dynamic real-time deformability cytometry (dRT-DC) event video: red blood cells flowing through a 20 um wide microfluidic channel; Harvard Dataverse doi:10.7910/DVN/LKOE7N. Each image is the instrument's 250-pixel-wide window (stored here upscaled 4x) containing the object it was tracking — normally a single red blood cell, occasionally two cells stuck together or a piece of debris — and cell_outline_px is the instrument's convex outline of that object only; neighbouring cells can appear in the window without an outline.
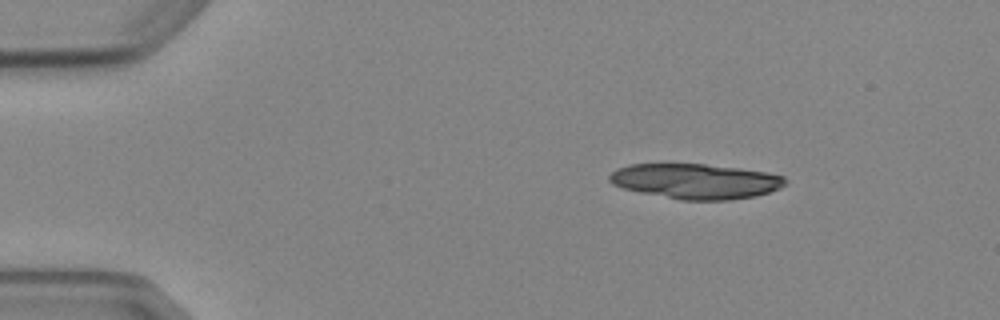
{"species": "Egyptian fruit bat (a non-hibernating species)", "species_latin": "Rousettus aegyptiacus", "temperature_condition": "cold", "stored_images_in_passage": 4, "camera_frame_rate_fps": 3000, "um_per_image_px": 0.085, "animal": {"sex": "female"}, "frame": {"image": 1, "passage_image": 1, "time_ms": 0.0, "image_size_px": [1000, 320], "cell_outline_px": [[788, 184], [780, 188], [756, 196], [728, 200], [680, 200], [640, 192], [624, 188], [612, 184], [608, 180], [608, 176], [616, 168], [628, 164], [704, 164], [740, 168], [764, 172], [784, 176], [788, 180]], "centroid_in_image_um": [59.13, 15.4], "position_along_channel_um": 25.9, "area_um2": 36.13}}
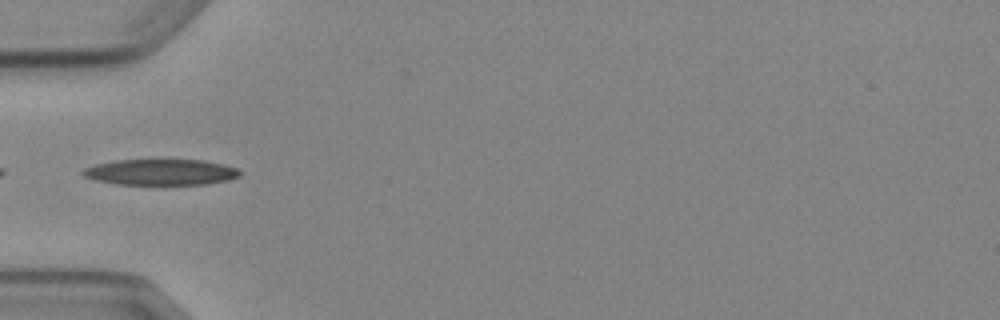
{"frame": {"image": 2, "passage_image": 4, "time_ms": 3.333, "image_size_px": [1000, 320], "cell_outline_px": [[240, 176], [228, 180], [208, 184], [116, 184], [96, 180], [84, 176], [80, 172], [84, 168], [96, 164], [112, 160], [204, 160], [224, 164], [236, 168], [240, 172]], "centroid_in_image_um": [13.66, 14.62], "position_along_channel_um": 71.3, "area_um2": 23.7}}